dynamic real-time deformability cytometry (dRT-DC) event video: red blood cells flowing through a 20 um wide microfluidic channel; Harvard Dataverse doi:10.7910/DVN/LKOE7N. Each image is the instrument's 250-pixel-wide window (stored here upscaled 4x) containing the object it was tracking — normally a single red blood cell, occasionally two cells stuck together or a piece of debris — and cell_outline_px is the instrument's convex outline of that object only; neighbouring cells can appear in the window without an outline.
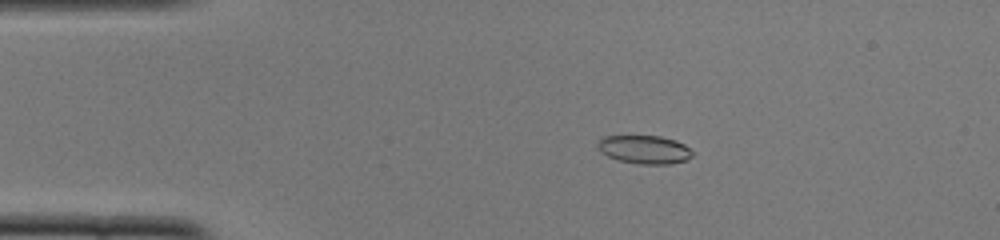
{"species": "common noctule bat (a hibernating species)", "species_latin": "Nyctalus noctula", "temperature_condition": "cold", "stored_images_in_passage": 44, "camera_frame_rate_fps": 3000, "um_per_image_px": 0.085, "animal": {"sex": "female", "body_mass_g": 22.0, "forearm_length_mm": 56.7}, "frame": {"image": 1, "passage_image": 2, "time_ms": 0.333, "image_size_px": [1000, 240], "cell_outline_px": [[692, 156], [688, 160], [668, 164], [636, 164], [620, 160], [608, 156], [600, 152], [596, 144], [604, 136], [660, 136], [676, 140], [684, 144], [692, 152]], "centroid_in_image_um": [54.78, 12.71], "position_along_channel_um": 30.2, "area_um2": 15.66}}
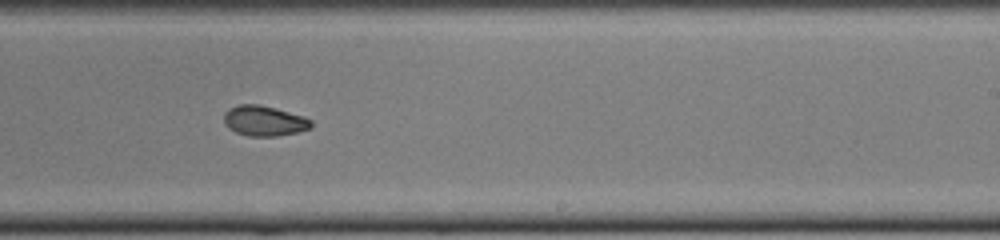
{"frame": {"image": 2, "passage_image": 24, "time_ms": 7.667, "image_size_px": [1000, 240], "cell_outline_px": [[312, 128], [296, 132], [276, 136], [248, 136], [236, 132], [228, 128], [224, 124], [224, 112], [228, 108], [240, 104], [260, 104], [276, 108], [304, 116], [312, 120]], "centroid_in_image_um": [22.45, 10.26], "position_along_channel_um": 266.6, "area_um2": 15.55}}
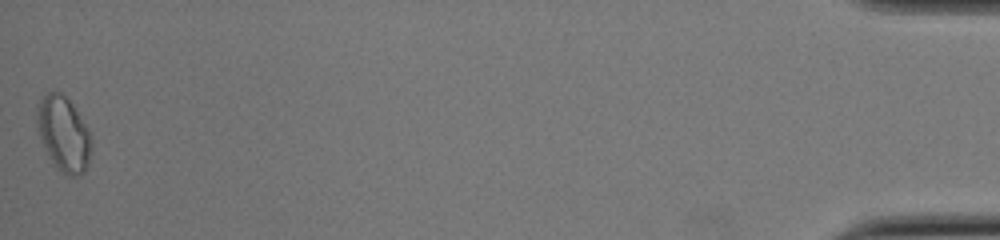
{"frame": {"image": 3, "passage_image": 44, "time_ms": 14.333, "image_size_px": [1000, 240], "cell_outline_px": [[92, 148], [88, 164], [84, 172], [80, 176], [68, 176], [52, 164], [48, 156], [40, 136], [36, 120], [36, 104], [48, 92], [60, 92], [72, 104], [88, 132]], "centroid_in_image_um": [5.38, 11.41], "position_along_channel_um": 429.8, "area_um2": 23.41}, "authors_computed_cell_mechanics": {"area_um2": 16.0106, "velocity_mm_per_s": 3.8672, "shape_relaxation_time_tau1_ms": null, "shape_relaxation_time_tau2_ms": 3.9101, "deformation_change_tau1": null, "deformation_change_tau2": 0.069}}